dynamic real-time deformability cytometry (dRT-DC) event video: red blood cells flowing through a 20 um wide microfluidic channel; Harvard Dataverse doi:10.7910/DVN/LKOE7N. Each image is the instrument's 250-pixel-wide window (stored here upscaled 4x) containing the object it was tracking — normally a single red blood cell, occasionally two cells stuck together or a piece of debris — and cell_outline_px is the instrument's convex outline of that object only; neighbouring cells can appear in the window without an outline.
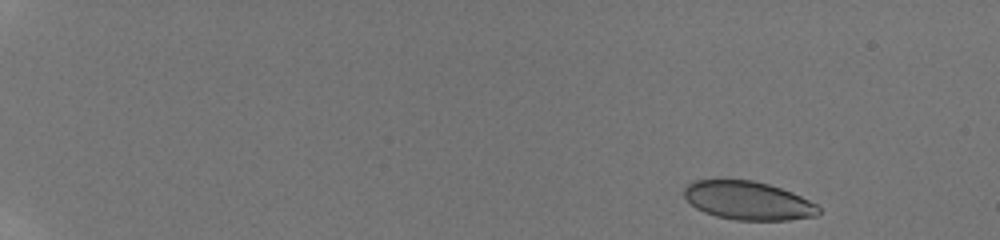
{"species": "human", "species_latin": "Homo sapiens", "temperature_condition": "room temperature", "stored_images_in_passage": 7, "camera_frame_rate_fps": 3000, "um_per_image_px": 0.085, "donor": {"sex": "male"}, "frame": {"image": 1, "passage_image": 1, "time_ms": 0.0, "image_size_px": [1000, 240], "cell_outline_px": [[820, 212], [816, 216], [788, 220], [736, 220], [716, 216], [704, 212], [696, 208], [684, 196], [684, 188], [688, 184], [696, 180], [752, 180], [768, 184], [792, 192], [816, 204], [820, 208]], "centroid_in_image_um": [63.59, 17.06], "position_along_channel_um": 21.4, "area_um2": 30.0}}
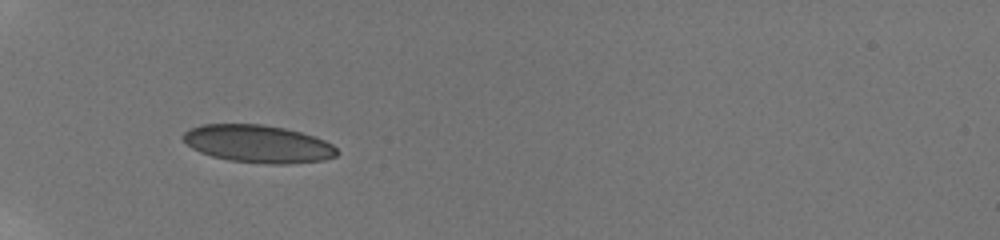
{"frame": {"image": 2, "passage_image": 6, "time_ms": 1.667, "image_size_px": [1000, 240], "cell_outline_px": [[340, 152], [336, 156], [324, 160], [284, 164], [268, 164], [228, 160], [212, 156], [200, 152], [192, 148], [180, 136], [184, 132], [200, 124], [264, 124], [284, 128], [300, 132], [324, 140], [332, 144]], "centroid_in_image_um": [21.93, 12.22], "position_along_channel_um": 63.1, "area_um2": 33.76}}